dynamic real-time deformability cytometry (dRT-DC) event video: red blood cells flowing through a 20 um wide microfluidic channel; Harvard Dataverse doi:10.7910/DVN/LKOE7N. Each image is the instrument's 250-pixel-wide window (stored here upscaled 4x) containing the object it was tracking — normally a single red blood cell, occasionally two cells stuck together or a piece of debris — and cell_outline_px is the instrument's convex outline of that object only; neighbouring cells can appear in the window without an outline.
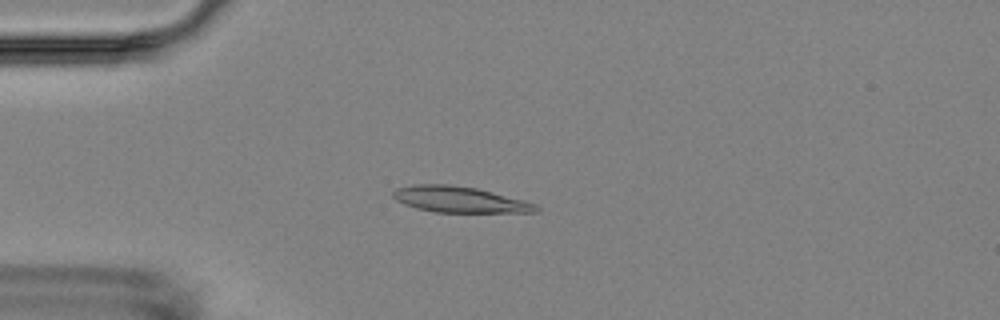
{"species": "Egyptian fruit bat (a non-hibernating species)", "species_latin": "Rousettus aegyptiacus", "temperature_condition": "room temperature", "stored_images_in_passage": 4, "camera_frame_rate_fps": 3000, "um_per_image_px": 0.085, "animal": {"sex": "female"}, "frame": {"image": 1, "passage_image": 3, "time_ms": 2.0, "image_size_px": [1000, 320], "cell_outline_px": [[540, 212], [436, 212], [416, 208], [404, 204], [396, 200], [392, 196], [392, 192], [396, 188], [416, 184], [448, 184], [476, 188], [524, 200], [536, 204], [540, 208]], "centroid_in_image_um": [39.06, 16.96], "position_along_channel_um": 45.9, "area_um2": 21.62}}